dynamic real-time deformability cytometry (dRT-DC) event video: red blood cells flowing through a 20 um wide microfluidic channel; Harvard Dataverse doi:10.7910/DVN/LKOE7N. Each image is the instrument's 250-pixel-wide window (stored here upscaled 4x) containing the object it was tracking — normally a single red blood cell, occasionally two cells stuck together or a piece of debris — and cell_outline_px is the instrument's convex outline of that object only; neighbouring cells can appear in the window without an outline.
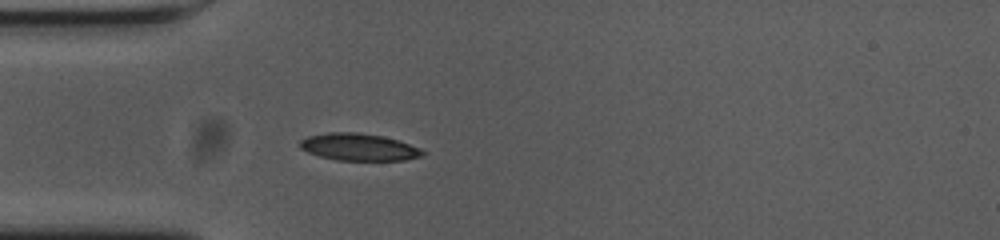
{"species": "common noctule bat (a hibernating species)", "species_latin": "Nyctalus noctula", "temperature_condition": "cold", "stored_images_in_passage": 40, "camera_frame_rate_fps": 3000, "um_per_image_px": 0.085, "animal": {"sex": "female", "body_mass_g": 23.0, "forearm_length_mm": 53.4}, "frame": {"image": 1, "passage_image": 1, "time_ms": 0.0, "image_size_px": [1000, 240], "cell_outline_px": [[424, 156], [404, 160], [336, 160], [320, 156], [308, 152], [300, 148], [300, 140], [308, 136], [328, 132], [360, 132], [384, 136], [420, 148], [424, 152]], "centroid_in_image_um": [30.49, 12.49], "position_along_channel_um": 54.5, "area_um2": 19.36}}
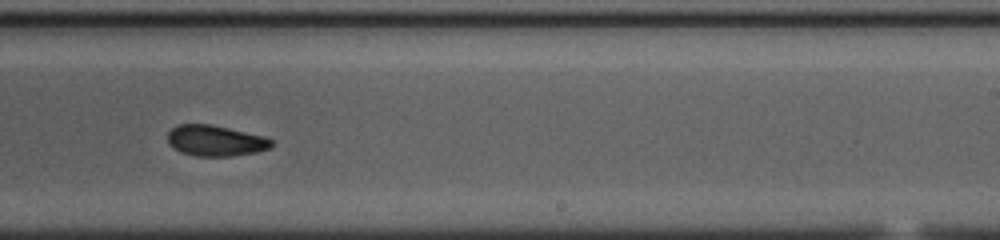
{"frame": {"image": 2, "passage_image": 19, "time_ms": 6.0, "image_size_px": [1000, 240], "cell_outline_px": [[272, 148], [256, 152], [232, 156], [196, 156], [180, 152], [172, 148], [168, 144], [168, 132], [176, 124], [208, 124], [228, 128], [264, 136], [272, 140]], "centroid_in_image_um": [18.29, 11.96], "position_along_channel_um": 270.7, "area_um2": 18.73}}
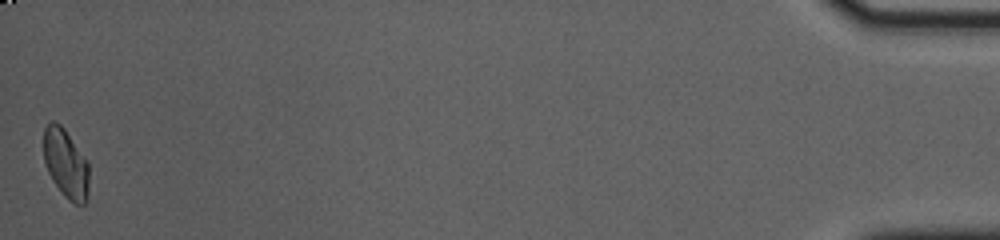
{"frame": {"image": 3, "passage_image": 40, "time_ms": 13.0, "image_size_px": [1000, 240], "cell_outline_px": [[88, 196], [84, 204], [76, 204], [68, 200], [64, 196], [52, 180], [48, 172], [44, 160], [44, 128], [52, 120], [60, 124], [64, 128], [88, 164]], "centroid_in_image_um": [5.58, 13.92], "position_along_channel_um": 429.6, "area_um2": 17.98}, "authors_computed_cell_mechanics": {"area_um2": 18.8139, "velocity_mm_per_s": 3.7037, "shape_relaxation_time_tau1_ms": 2.7649, "shape_relaxation_time_tau2_ms": 3.0177, "deformation_change_tau1": 0.1214, "deformation_change_tau2": 0.0857}}